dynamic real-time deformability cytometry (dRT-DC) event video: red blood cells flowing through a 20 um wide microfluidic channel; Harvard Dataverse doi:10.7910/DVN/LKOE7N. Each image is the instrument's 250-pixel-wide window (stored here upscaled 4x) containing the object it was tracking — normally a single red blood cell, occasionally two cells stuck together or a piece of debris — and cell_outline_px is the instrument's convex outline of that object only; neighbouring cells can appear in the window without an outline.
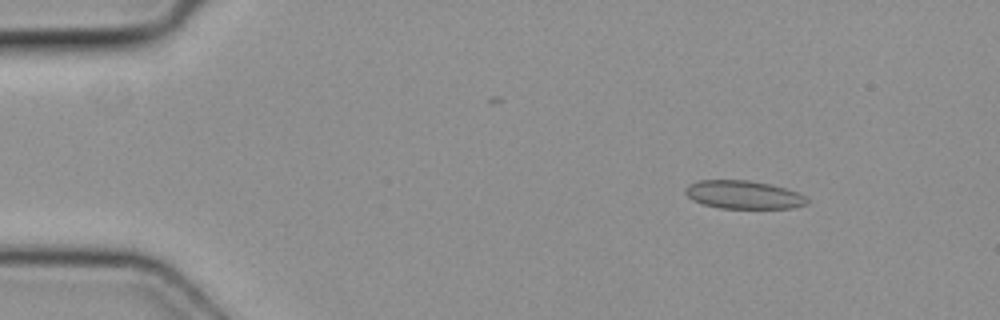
{"species": "common noctule bat (a hibernating species)", "species_latin": "Nyctalus noctula", "temperature_condition": "cold", "stored_images_in_passage": 4, "camera_frame_rate_fps": 3000, "um_per_image_px": 0.085, "animal": {"sex": "female", "body_mass_g": 19.3, "forearm_length_mm": 54.1}, "frame": {"image": 1, "passage_image": 1, "time_ms": 0.0, "image_size_px": [1000, 320], "cell_outline_px": [[808, 204], [792, 208], [720, 208], [704, 204], [692, 200], [684, 192], [684, 188], [688, 184], [700, 180], [748, 180], [772, 184], [796, 192], [804, 196], [808, 200]], "centroid_in_image_um": [63.17, 16.55], "position_along_channel_um": 21.8, "area_um2": 20.0}}